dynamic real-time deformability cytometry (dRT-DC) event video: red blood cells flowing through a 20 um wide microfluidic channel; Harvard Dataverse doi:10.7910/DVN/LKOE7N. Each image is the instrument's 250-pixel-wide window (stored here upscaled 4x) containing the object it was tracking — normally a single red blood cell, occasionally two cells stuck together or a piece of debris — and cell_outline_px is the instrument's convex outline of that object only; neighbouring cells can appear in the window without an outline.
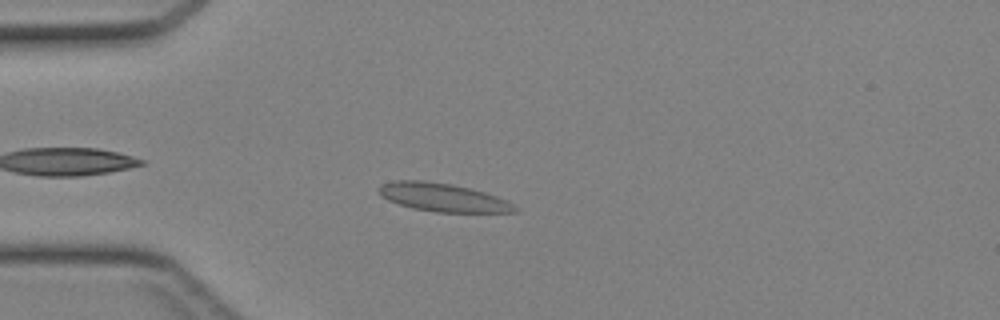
{"species": "Egyptian fruit bat (a non-hibernating species)", "species_latin": "Rousettus aegyptiacus", "temperature_condition": "cold", "stored_images_in_passage": 38, "camera_frame_rate_fps": 3000, "um_per_image_px": 0.085, "animal": {"sex": "female"}, "frame": {"image": 1, "passage_image": 6, "time_ms": 1.667, "image_size_px": [1000, 320], "cell_outline_px": [[520, 208], [516, 212], [436, 212], [412, 208], [388, 200], [380, 196], [376, 188], [380, 184], [396, 180], [424, 180], [452, 184], [484, 192], [508, 200]], "centroid_in_image_um": [37.63, 16.77], "position_along_channel_um": 47.4, "area_um2": 22.6}}
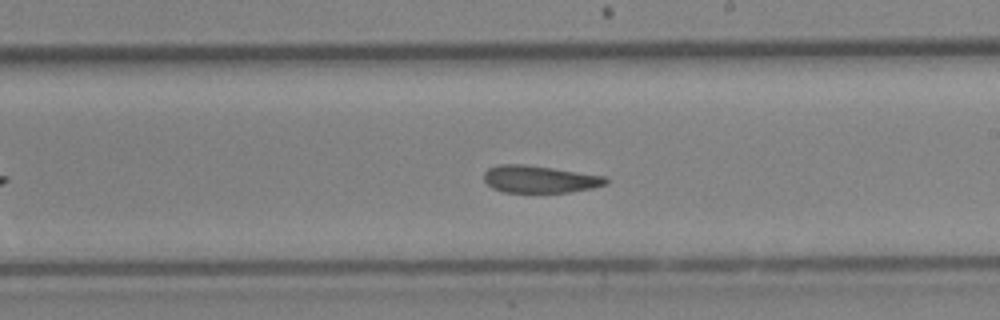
{"frame": {"image": 2, "passage_image": 20, "time_ms": 6.333, "image_size_px": [1000, 320], "cell_outline_px": [[608, 184], [592, 188], [568, 192], [504, 192], [492, 188], [484, 180], [484, 172], [488, 168], [500, 164], [524, 164], [608, 176]], "centroid_in_image_um": [45.89, 15.23], "position_along_channel_um": 243.1, "area_um2": 19.42}}
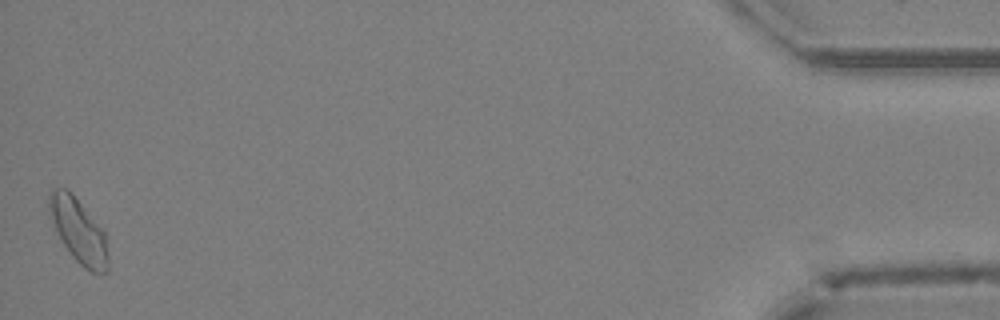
{"frame": {"image": 3, "passage_image": 38, "time_ms": 12.333, "image_size_px": [1000, 320], "cell_outline_px": [[108, 272], [92, 272], [84, 268], [72, 256], [60, 240], [48, 208], [48, 192], [52, 188], [68, 188], [72, 192], [104, 228], [108, 256]], "centroid_in_image_um": [6.68, 19.56], "position_along_channel_um": 428.5, "area_um2": 22.43}}